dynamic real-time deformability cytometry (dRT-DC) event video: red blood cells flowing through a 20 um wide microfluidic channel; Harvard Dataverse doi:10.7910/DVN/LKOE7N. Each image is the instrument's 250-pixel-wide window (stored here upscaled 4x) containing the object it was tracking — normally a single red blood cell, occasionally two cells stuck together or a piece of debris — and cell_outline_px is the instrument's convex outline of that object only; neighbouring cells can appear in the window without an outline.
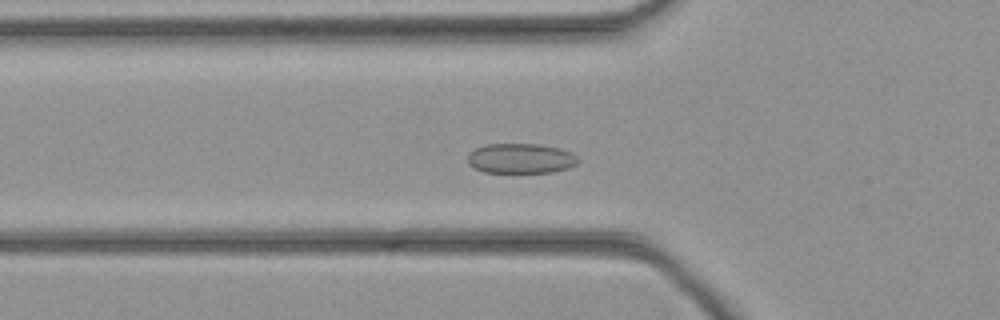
{"species": "common noctule bat (a hibernating species)", "species_latin": "Nyctalus noctula", "temperature_condition": "cold", "stored_images_in_passage": 41, "camera_frame_rate_fps": 3000, "um_per_image_px": 0.085, "animal": {"sex": "female", "body_mass_g": 21.9}, "frame": {"image": 1, "passage_image": 11, "time_ms": 3.333, "image_size_px": [1000, 320], "cell_outline_px": [[580, 160], [576, 164], [568, 168], [552, 172], [484, 172], [468, 164], [468, 152], [484, 144], [540, 144], [560, 148], [572, 152]], "centroid_in_image_um": [44.27, 13.45], "position_along_channel_um": 81.5, "area_um2": 19.36}}
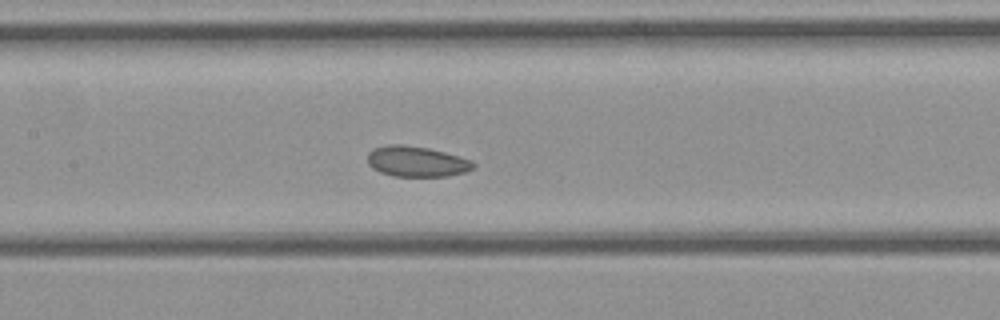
{"frame": {"image": 2, "passage_image": 17, "time_ms": 5.333, "image_size_px": [1000, 320], "cell_outline_px": [[476, 164], [472, 168], [464, 172], [448, 176], [392, 176], [380, 172], [372, 168], [368, 164], [368, 152], [372, 148], [388, 144], [404, 144], [428, 148], [460, 156], [472, 160]], "centroid_in_image_um": [35.38, 13.71], "position_along_channel_um": 172.0, "area_um2": 18.96}}
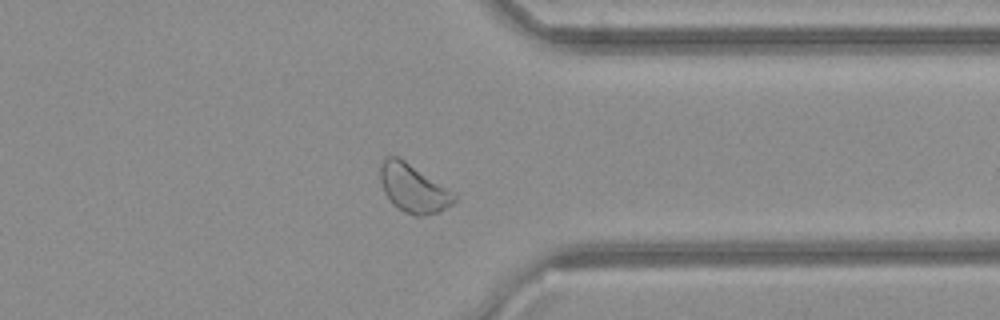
{"frame": {"image": 3, "passage_image": 31, "time_ms": 10.0, "image_size_px": [1000, 320], "cell_outline_px": [[456, 200], [452, 204], [436, 212], [420, 216], [416, 216], [404, 212], [396, 208], [392, 204], [384, 192], [380, 180], [380, 164], [384, 156], [400, 156], [456, 196]], "centroid_in_image_um": [35.04, 15.99], "position_along_channel_um": 376.4, "area_um2": 20.46}}